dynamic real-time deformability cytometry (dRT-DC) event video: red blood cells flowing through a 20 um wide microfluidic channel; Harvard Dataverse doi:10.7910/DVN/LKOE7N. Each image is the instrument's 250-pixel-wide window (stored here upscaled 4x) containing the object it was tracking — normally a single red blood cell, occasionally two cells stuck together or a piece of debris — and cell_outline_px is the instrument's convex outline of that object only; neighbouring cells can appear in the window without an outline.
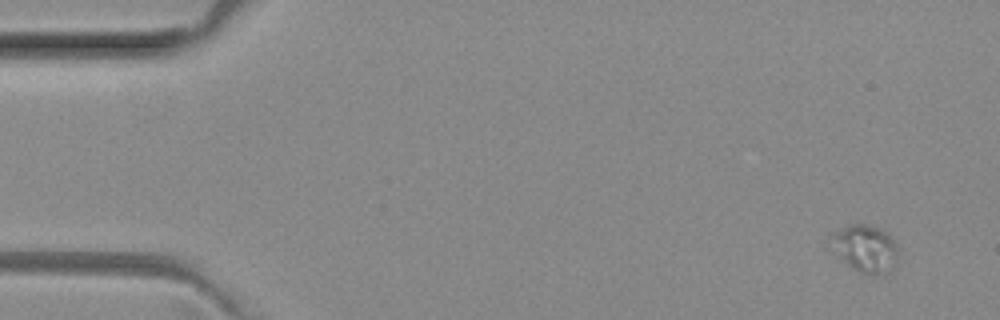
{"species": "common noctule bat (a hibernating species)", "species_latin": "Nyctalus noctula", "temperature_condition": "room temperature", "stored_images_in_passage": 4, "camera_frame_rate_fps": 3000, "um_per_image_px": 0.085, "animal": {"sex": "female", "body_mass_g": 29.2, "forearm_length_mm": 56.3}, "frame": {"image": 1, "passage_image": 1, "time_ms": 0.0, "image_size_px": [1000, 320], "cell_outline_px": [[896, 260], [892, 268], [884, 276], [864, 276], [856, 272], [844, 260], [832, 236], [832, 232], [848, 224], [868, 224], [880, 228], [896, 244]], "centroid_in_image_um": [73.62, 21.16], "position_along_channel_um": 11.4, "area_um2": 18.03}}
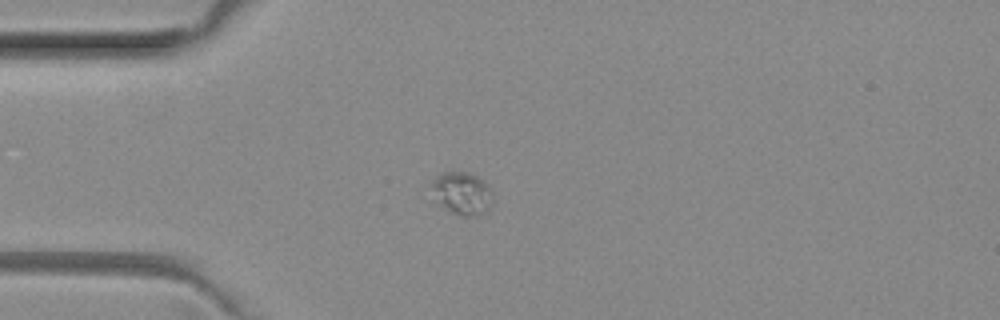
{"frame": {"image": 2, "passage_image": 4, "time_ms": 1.0, "image_size_px": [1000, 320], "cell_outline_px": [[492, 204], [480, 216], [460, 216], [436, 204], [428, 184], [432, 180], [444, 172], [468, 172], [476, 176], [492, 188]], "centroid_in_image_um": [39.23, 16.45], "position_along_channel_um": 45.8, "area_um2": 15.61}}